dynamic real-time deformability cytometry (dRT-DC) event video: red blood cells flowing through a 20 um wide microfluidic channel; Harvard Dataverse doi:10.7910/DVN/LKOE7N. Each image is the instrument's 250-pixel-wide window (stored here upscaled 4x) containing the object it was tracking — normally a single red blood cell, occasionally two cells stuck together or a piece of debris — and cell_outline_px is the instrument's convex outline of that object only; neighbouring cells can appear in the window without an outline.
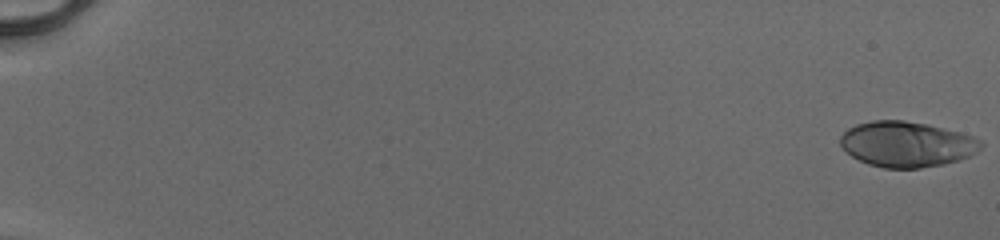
{"species": "human", "species_latin": "Homo sapiens", "temperature_condition": "cold", "stored_images_in_passage": 52, "camera_frame_rate_fps": 3000, "um_per_image_px": 0.085, "donor": {"sex": "male"}, "frame": {"image": 1, "passage_image": 1, "time_ms": 0.0, "image_size_px": [1000, 240], "cell_outline_px": [[984, 144], [976, 152], [968, 156], [944, 164], [920, 168], [884, 168], [868, 164], [852, 156], [840, 144], [840, 136], [848, 128], [856, 124], [872, 120], [904, 120], [928, 124], [960, 132], [972, 136], [980, 140]], "centroid_in_image_um": [77.06, 12.25], "position_along_channel_um": 7.9, "area_um2": 37.17}}
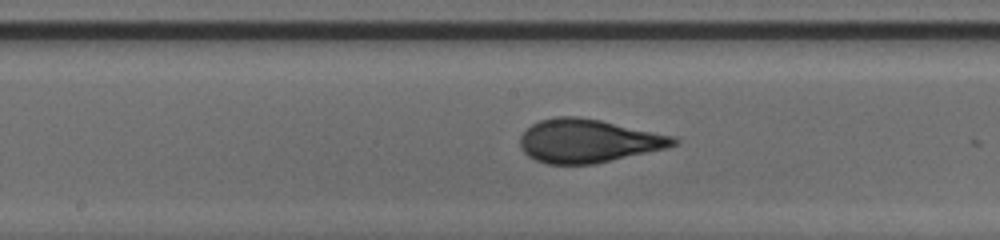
{"frame": {"image": 2, "passage_image": 30, "time_ms": 9.667, "image_size_px": [1000, 240], "cell_outline_px": [[680, 140], [676, 144], [668, 148], [592, 164], [548, 164], [536, 160], [528, 156], [520, 148], [520, 136], [532, 124], [540, 120], [556, 116], [580, 116], [600, 120], [676, 136]], "centroid_in_image_um": [50.01, 11.97], "position_along_channel_um": 198.2, "area_um2": 38.9}}
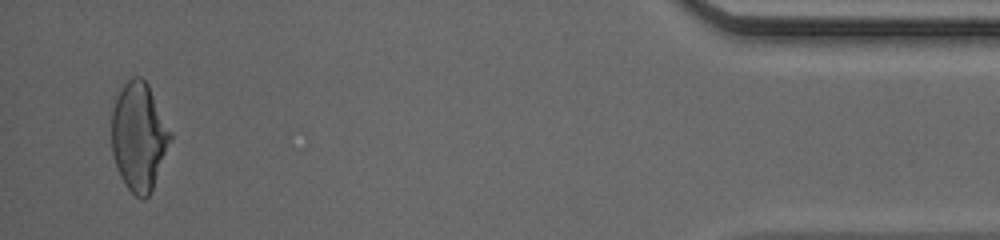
{"frame": {"image": 3, "passage_image": 51, "time_ms": 16.667, "image_size_px": [1000, 240], "cell_outline_px": [[172, 136], [152, 188], [148, 196], [144, 200], [136, 196], [124, 184], [120, 176], [112, 152], [112, 112], [116, 100], [124, 84], [132, 76], [140, 76], [148, 84], [172, 132]], "centroid_in_image_um": [11.8, 11.6], "position_along_channel_um": 423.4, "area_um2": 36.53}, "authors_computed_cell_mechanics": {"area_um2": 37.3966, "velocity_mm_per_s": 4.1503, "shape_relaxation_time_tau1_ms": 4.1061, "shape_relaxation_time_tau2_ms": 0.6287, "deformation_change_tau1": 0.1863, "deformation_change_tau2": 0.0598}}